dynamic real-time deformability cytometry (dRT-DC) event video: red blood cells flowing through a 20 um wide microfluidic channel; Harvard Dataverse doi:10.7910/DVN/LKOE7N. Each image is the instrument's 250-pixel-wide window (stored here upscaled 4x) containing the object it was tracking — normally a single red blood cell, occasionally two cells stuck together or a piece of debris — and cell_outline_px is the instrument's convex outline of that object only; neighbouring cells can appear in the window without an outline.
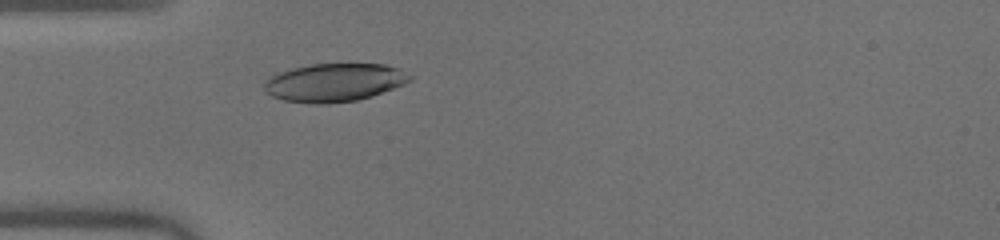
{"species": "human", "species_latin": "Homo sapiens", "temperature_condition": "warm", "stored_images_in_passage": 31, "camera_frame_rate_fps": 3000, "um_per_image_px": 0.085, "donor": {"sex": "male"}, "frame": {"image": 1, "passage_image": 3, "time_ms": 0.667, "image_size_px": [1000, 240], "cell_outline_px": [[412, 80], [404, 84], [372, 96], [356, 100], [328, 104], [316, 104], [284, 100], [272, 96], [264, 88], [264, 80], [276, 72], [292, 68], [312, 64], [384, 64], [400, 68], [412, 76]], "centroid_in_image_um": [28.42, 7.0], "position_along_channel_um": 56.6, "area_um2": 32.54}}
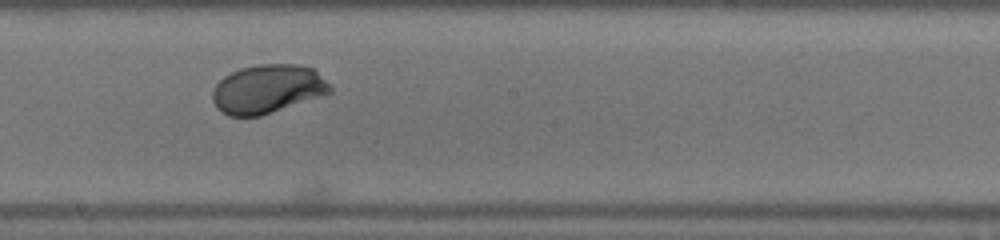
{"frame": {"image": 2, "passage_image": 16, "time_ms": 5.0, "image_size_px": [1000, 240], "cell_outline_px": [[332, 92], [260, 116], [228, 116], [216, 108], [212, 100], [212, 92], [216, 84], [224, 76], [240, 68], [260, 64], [296, 64], [312, 68], [332, 88]], "centroid_in_image_um": [22.69, 7.57], "position_along_channel_um": 225.5, "area_um2": 33.06}}
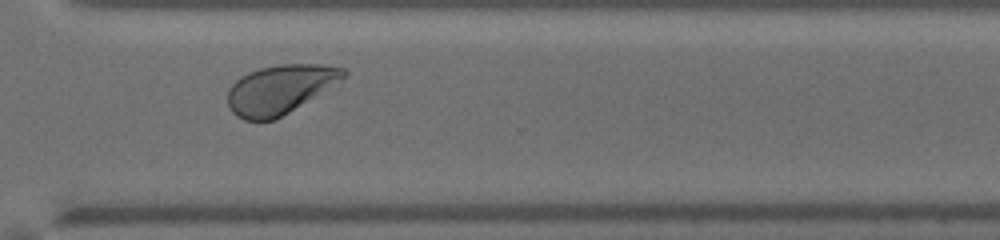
{"frame": {"image": 3, "passage_image": 25, "time_ms": 8.0, "image_size_px": [1000, 240], "cell_outline_px": [[348, 72], [340, 88], [276, 120], [244, 120], [236, 116], [232, 112], [228, 104], [228, 88], [236, 80], [248, 72], [260, 68], [280, 64], [320, 64], [344, 68]], "centroid_in_image_um": [23.96, 7.62], "position_along_channel_um": 346.6, "area_um2": 34.68}, "authors_computed_cell_mechanics": {"area_um2": 33.5818, "velocity_mm_per_s": 4.0366, "shape_relaxation_time_tau1_ms": 1.847, "shape_relaxation_time_tau2_ms": null, "deformation_change_tau1": 0.133, "deformation_change_tau2": null}}